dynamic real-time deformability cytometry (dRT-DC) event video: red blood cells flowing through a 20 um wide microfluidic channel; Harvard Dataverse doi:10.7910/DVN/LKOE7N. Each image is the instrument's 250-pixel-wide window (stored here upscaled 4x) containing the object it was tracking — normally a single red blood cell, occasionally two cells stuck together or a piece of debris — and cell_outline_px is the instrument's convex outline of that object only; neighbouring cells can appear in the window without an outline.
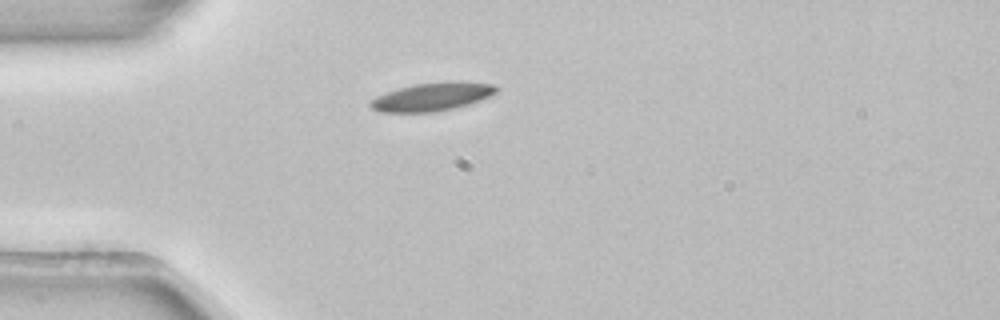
{"species": "common noctule bat (a hibernating species)", "species_latin": "Nyctalus noctula", "temperature_condition": "room temperature", "stored_images_in_passage": 2, "camera_frame_rate_fps": 3000, "um_per_image_px": 0.085, "animal": {"sex": "female", "body_mass_g": 22.7, "forearm_length_mm": 54.2}, "frame": {"image": 1, "passage_image": 1, "time_ms": 0.0, "image_size_px": [1000, 320], "cell_outline_px": [[500, 88], [496, 92], [488, 96], [468, 104], [452, 108], [432, 112], [380, 112], [372, 108], [368, 104], [376, 96], [400, 88], [416, 84], [444, 80], [452, 80], [496, 84]], "centroid_in_image_um": [36.76, 8.2], "position_along_channel_um": 48.2, "area_um2": 20.69}}